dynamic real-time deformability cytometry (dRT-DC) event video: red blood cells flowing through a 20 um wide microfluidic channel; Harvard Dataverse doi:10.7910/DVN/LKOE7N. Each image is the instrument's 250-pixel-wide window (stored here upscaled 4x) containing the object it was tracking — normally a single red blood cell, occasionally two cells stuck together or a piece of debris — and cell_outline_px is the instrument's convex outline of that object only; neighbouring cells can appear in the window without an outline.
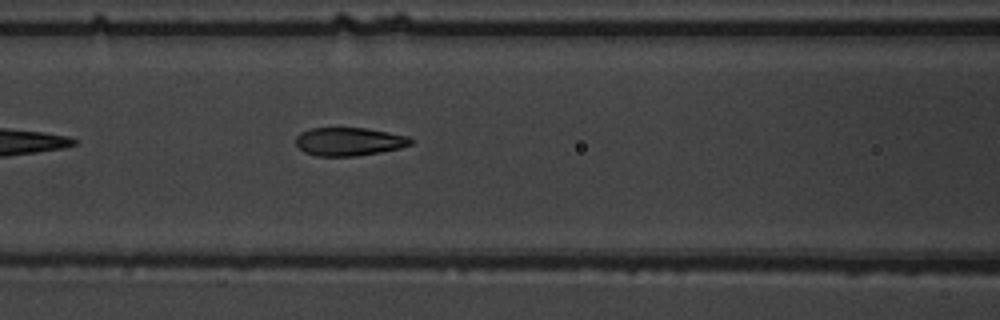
{"species": "common noctule bat (a hibernating species)", "species_latin": "Nyctalus noctula", "temperature_condition": "warm", "stored_images_in_passage": 37, "camera_frame_rate_fps": 3000, "um_per_image_px": 0.085, "animal": {"sex": "male", "body_mass_g": 19.5, "forearm_length_mm": 54.6}, "frame": {"image": 1, "passage_image": 8, "time_ms": 2.333, "image_size_px": [1000, 320], "cell_outline_px": [[412, 144], [400, 148], [380, 152], [356, 156], [316, 156], [304, 152], [296, 144], [296, 136], [300, 132], [312, 128], [364, 128], [388, 132], [408, 136], [412, 140]], "centroid_in_image_um": [29.66, 12.04], "position_along_channel_um": 136.9, "area_um2": 18.9}}
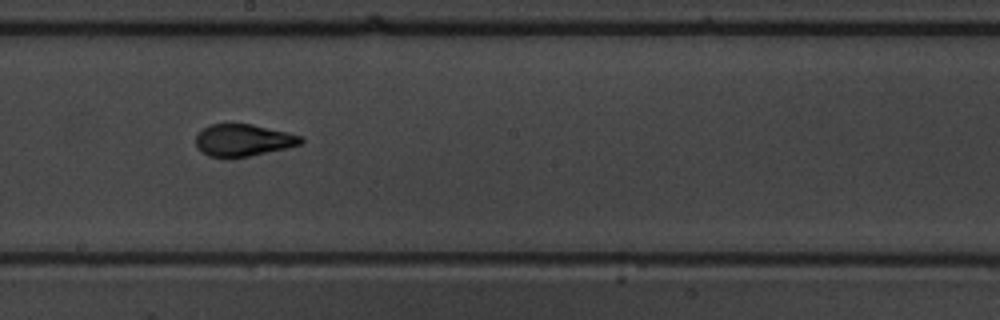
{"frame": {"image": 2, "passage_image": 15, "time_ms": 4.667, "image_size_px": [1000, 320], "cell_outline_px": [[304, 140], [300, 144], [288, 148], [228, 160], [208, 156], [200, 152], [196, 148], [196, 136], [208, 124], [252, 124], [304, 136]], "centroid_in_image_um": [20.64, 11.95], "position_along_channel_um": 227.6, "area_um2": 20.06}}
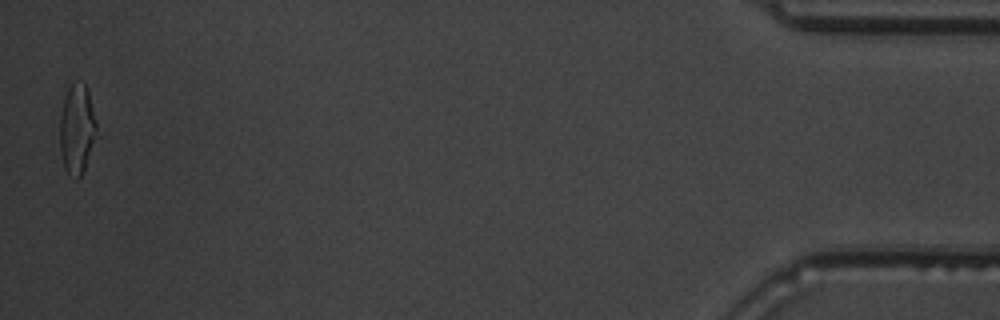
{"frame": {"image": 3, "passage_image": 37, "time_ms": 12.0, "image_size_px": [1000, 320], "cell_outline_px": [[100, 136], [80, 176], [76, 180], [68, 176], [64, 168], [60, 148], [60, 116], [64, 100], [68, 88], [72, 84], [84, 84], [88, 92], [96, 120]], "centroid_in_image_um": [6.58, 11.07], "position_along_channel_um": 428.6, "area_um2": 19.54}, "authors_computed_cell_mechanics": {"area_um2": 19.8254, "velocity_mm_per_s": 3.8978, "shape_relaxation_time_tau1_ms": 3.9614, "shape_relaxation_time_tau2_ms": 0.7289, "deformation_change_tau1": 0.1566, "deformation_change_tau2": 0.0609}}